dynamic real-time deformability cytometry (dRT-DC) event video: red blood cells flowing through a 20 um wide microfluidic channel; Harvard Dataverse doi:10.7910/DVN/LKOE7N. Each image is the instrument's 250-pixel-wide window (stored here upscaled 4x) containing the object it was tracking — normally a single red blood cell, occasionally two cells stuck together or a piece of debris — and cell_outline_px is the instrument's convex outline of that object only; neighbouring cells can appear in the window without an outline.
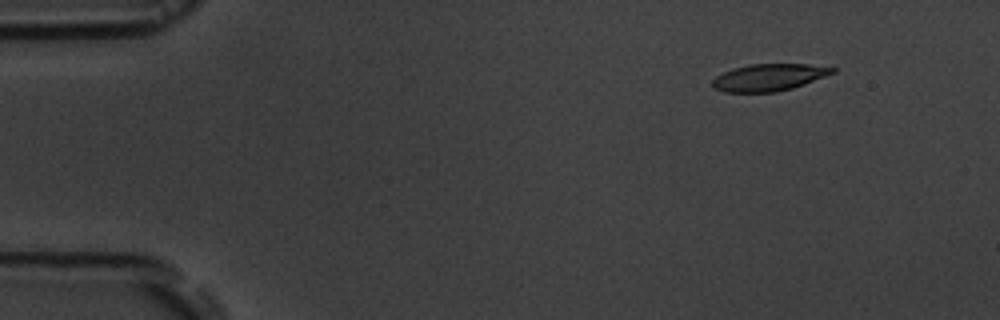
{"species": "common noctule bat (a hibernating species)", "species_latin": "Nyctalus noctula", "temperature_condition": "room temperature", "stored_images_in_passage": 3, "segment_of_instrument_passage": [2, 2], "camera_frame_rate_fps": 3000, "um_per_image_px": 0.085, "animal": {"sex": "male", "body_mass_g": 19.5, "forearm_length_mm": 54.6}, "frame": {"image": 1, "passage_image": 3, "time_ms": 3.0, "image_size_px": [1000, 320], "cell_outline_px": [[836, 72], [804, 84], [792, 88], [776, 92], [724, 92], [712, 88], [712, 80], [716, 76], [732, 68], [748, 64], [808, 64], [836, 68]], "centroid_in_image_um": [65.33, 6.58], "position_along_channel_um": 19.7, "area_um2": 18.96}}